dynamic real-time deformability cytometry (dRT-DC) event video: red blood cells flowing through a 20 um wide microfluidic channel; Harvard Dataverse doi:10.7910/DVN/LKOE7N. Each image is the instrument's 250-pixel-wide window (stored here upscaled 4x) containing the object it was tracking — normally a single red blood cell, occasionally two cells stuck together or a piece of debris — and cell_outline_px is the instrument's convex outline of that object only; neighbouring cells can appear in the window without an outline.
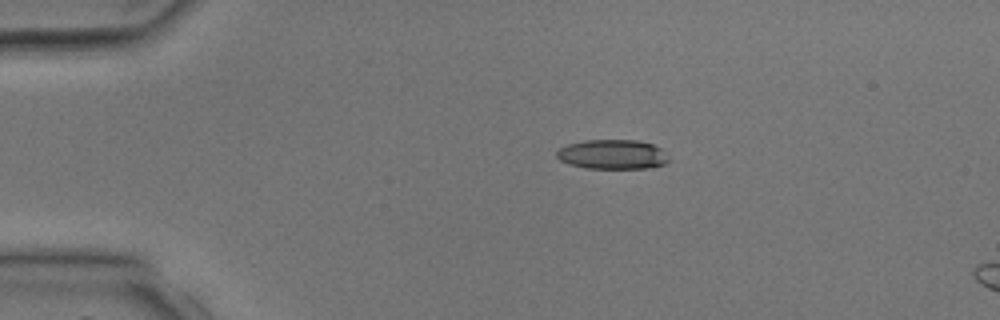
{"species": "common noctule bat (a hibernating species)", "species_latin": "Nyctalus noctula", "temperature_condition": "room temperature", "stored_images_in_passage": 2, "camera_frame_rate_fps": 3000, "um_per_image_px": 0.085, "animal": {"sex": "male", "body_mass_g": 17.9, "forearm_length_mm": 54.2}, "frame": {"image": 1, "passage_image": 1, "time_ms": 0.0, "image_size_px": [1000, 320], "cell_outline_px": [[668, 160], [664, 164], [648, 168], [584, 168], [568, 164], [560, 160], [556, 156], [556, 152], [560, 148], [568, 144], [584, 140], [636, 140], [652, 144], [660, 148]], "centroid_in_image_um": [52.0, 13.12], "position_along_channel_um": 33.0, "area_um2": 19.13}}